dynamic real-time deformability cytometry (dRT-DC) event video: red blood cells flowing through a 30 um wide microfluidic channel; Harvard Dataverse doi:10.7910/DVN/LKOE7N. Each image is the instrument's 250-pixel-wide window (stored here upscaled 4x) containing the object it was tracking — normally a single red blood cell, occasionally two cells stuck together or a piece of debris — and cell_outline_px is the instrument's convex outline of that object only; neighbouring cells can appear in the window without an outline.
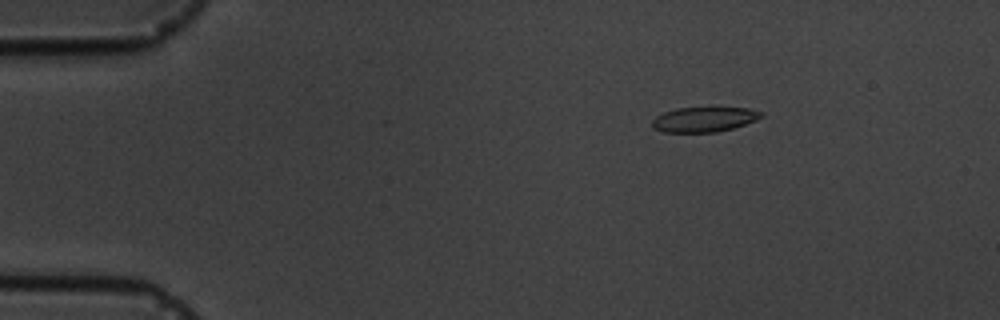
{"species": "common noctule bat (a hibernating species)", "species_latin": "Nyctalus noctula", "temperature_condition": "cold", "stored_images_in_passage": 5, "camera_frame_rate_fps": 3000, "um_per_image_px": 0.085, "animal": {"sex": "male", "body_mass_g": 19.5, "forearm_length_mm": 54.6}, "frame": {"image": 1, "passage_image": 2, "time_ms": 1.333, "image_size_px": [1000, 320], "cell_outline_px": [[764, 116], [756, 120], [732, 128], [716, 132], [664, 132], [652, 128], [652, 120], [656, 116], [664, 112], [676, 108], [708, 104], [748, 108], [764, 112]], "centroid_in_image_um": [59.88, 10.08], "position_along_channel_um": 25.1, "area_um2": 16.82}}
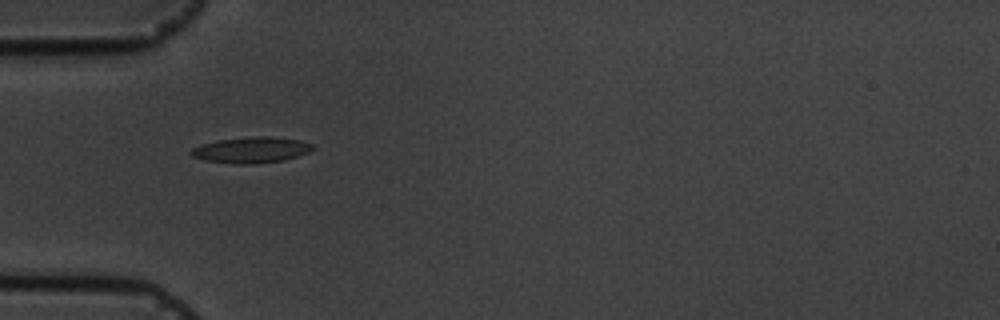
{"frame": {"image": 2, "passage_image": 4, "time_ms": 4.333, "image_size_px": [1000, 320], "cell_outline_px": [[316, 148], [308, 152], [284, 160], [252, 164], [236, 164], [204, 160], [192, 156], [188, 152], [192, 148], [204, 144], [220, 140], [256, 136], [268, 136], [300, 140], [312, 144]], "centroid_in_image_um": [21.37, 12.75], "position_along_channel_um": 63.6, "area_um2": 18.21}}
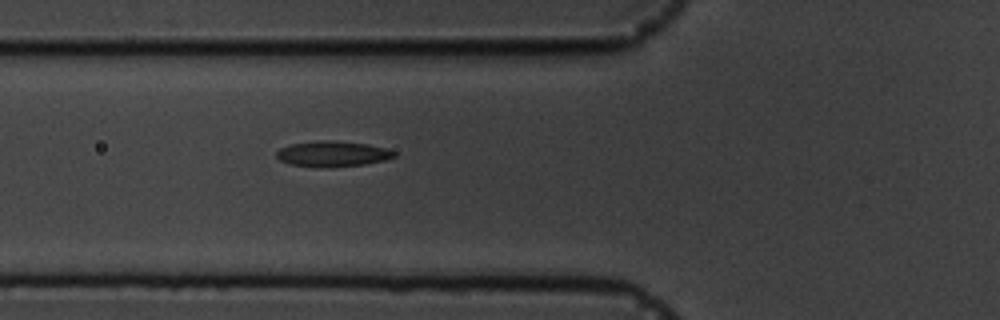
{"frame": {"image": 3, "passage_image": 5, "time_ms": 5.333, "image_size_px": [1000, 320], "cell_outline_px": [[396, 156], [384, 160], [364, 164], [328, 168], [316, 168], [288, 164], [280, 160], [276, 156], [276, 152], [280, 148], [292, 144], [320, 140], [332, 140], [368, 144], [388, 148], [396, 152]], "centroid_in_image_um": [28.26, 13.09], "position_along_channel_um": 97.5, "area_um2": 17.8}}